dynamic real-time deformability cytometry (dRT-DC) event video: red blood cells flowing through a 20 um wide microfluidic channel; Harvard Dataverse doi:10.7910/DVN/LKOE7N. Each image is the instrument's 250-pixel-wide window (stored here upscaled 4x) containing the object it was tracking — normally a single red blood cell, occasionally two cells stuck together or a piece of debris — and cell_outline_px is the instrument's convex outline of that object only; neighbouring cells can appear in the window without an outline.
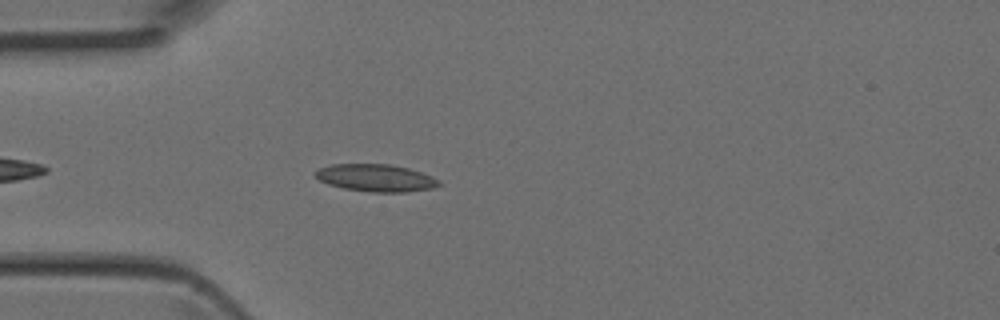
{"species": "Egyptian fruit bat (a non-hibernating species)", "species_latin": "Rousettus aegyptiacus", "temperature_condition": "room temperature", "stored_images_in_passage": 2, "camera_frame_rate_fps": 3000, "um_per_image_px": 0.085, "animal": {"sex": "female"}, "frame": {"image": 1, "passage_image": 2, "time_ms": 0.333, "image_size_px": [1000, 320], "cell_outline_px": [[440, 184], [432, 188], [404, 192], [368, 192], [344, 188], [328, 184], [312, 176], [312, 172], [320, 168], [332, 164], [392, 164], [408, 168], [432, 176], [440, 180]], "centroid_in_image_um": [31.9, 15.11], "position_along_channel_um": 53.1, "area_um2": 19.77}}